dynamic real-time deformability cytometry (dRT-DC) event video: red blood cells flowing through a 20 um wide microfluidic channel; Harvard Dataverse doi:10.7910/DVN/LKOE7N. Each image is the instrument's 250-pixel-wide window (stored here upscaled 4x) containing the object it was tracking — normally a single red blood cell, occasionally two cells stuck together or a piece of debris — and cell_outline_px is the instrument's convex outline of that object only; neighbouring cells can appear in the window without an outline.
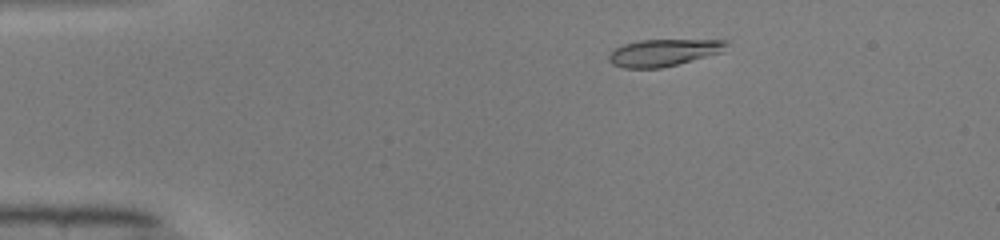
{"species": "common noctule bat (a hibernating species)", "species_latin": "Nyctalus noctula", "temperature_condition": "warm", "stored_images_in_passage": 46, "camera_frame_rate_fps": 3000, "um_per_image_px": 0.085, "animal": {"sex": "male", "body_mass_g": 19.0, "forearm_length_mm": 50.8}, "frame": {"image": 1, "passage_image": 5, "time_ms": 1.333, "image_size_px": [1000, 240], "cell_outline_px": [[728, 44], [724, 52], [660, 68], [624, 68], [612, 64], [608, 60], [608, 56], [616, 48], [624, 44], [640, 40], [728, 40]], "centroid_in_image_um": [56.42, 4.47], "position_along_channel_um": 28.6, "area_um2": 18.38}}
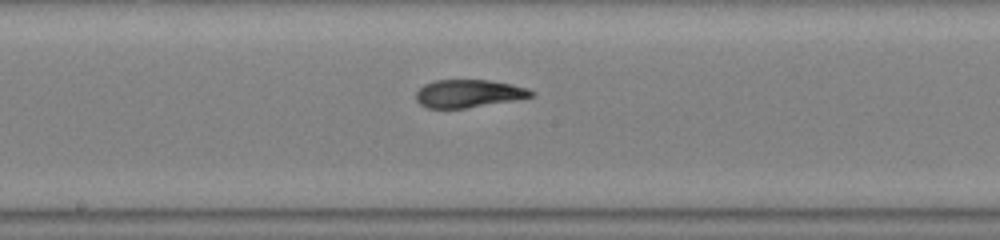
{"frame": {"image": 2, "passage_image": 23, "time_ms": 7.333, "image_size_px": [1000, 240], "cell_outline_px": [[536, 92], [532, 96], [512, 100], [464, 108], [428, 108], [420, 104], [416, 100], [416, 92], [424, 84], [436, 80], [488, 80], [512, 84], [528, 88]], "centroid_in_image_um": [39.81, 7.94], "position_along_channel_um": 208.4, "area_um2": 18.5}}
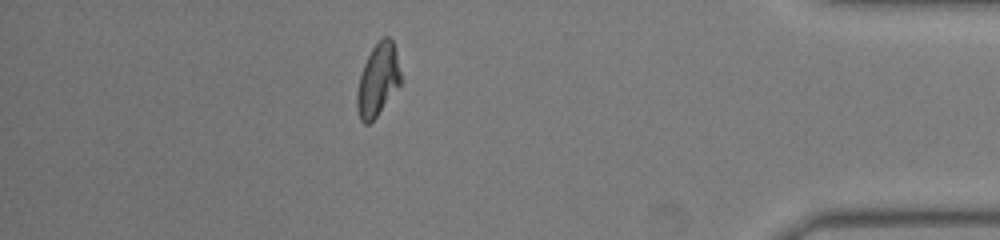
{"frame": {"image": 3, "passage_image": 40, "time_ms": 13.0, "image_size_px": [1000, 240], "cell_outline_px": [[404, 80], [376, 116], [368, 124], [364, 124], [360, 120], [356, 108], [356, 92], [360, 76], [364, 64], [372, 48], [384, 36], [388, 36], [392, 40], [396, 52]], "centroid_in_image_um": [32.14, 6.8], "position_along_channel_um": 403.1, "area_um2": 18.55}, "authors_computed_cell_mechanics": {"area_um2": 18.9006, "velocity_mm_per_s": 4.1054, "shape_relaxation_time_tau1_ms": 5.7584, "shape_relaxation_time_tau2_ms": 0.9854, "deformation_change_tau1": 0.2376, "deformation_change_tau2": 0.0661}}